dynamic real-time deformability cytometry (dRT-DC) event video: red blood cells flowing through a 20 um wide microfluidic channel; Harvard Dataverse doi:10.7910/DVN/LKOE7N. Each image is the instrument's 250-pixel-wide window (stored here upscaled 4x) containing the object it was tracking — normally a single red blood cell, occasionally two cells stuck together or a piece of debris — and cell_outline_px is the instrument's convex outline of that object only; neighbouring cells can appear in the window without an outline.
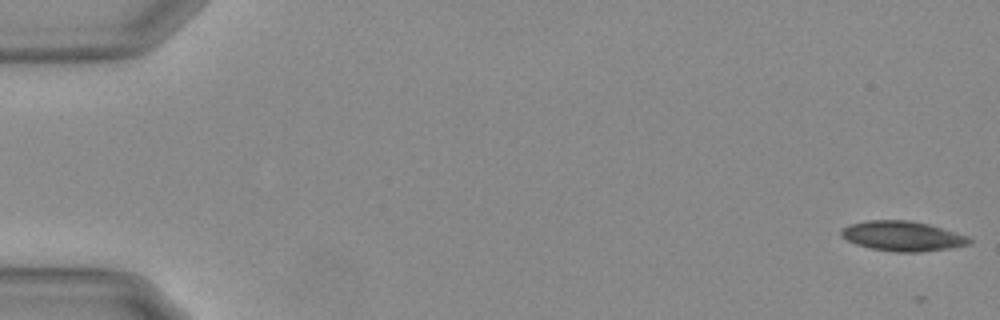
{"species": "Egyptian fruit bat (a non-hibernating species)", "species_latin": "Rousettus aegyptiacus", "temperature_condition": "warm", "stored_images_in_passage": 18, "camera_frame_rate_fps": 3000, "um_per_image_px": 0.085, "animal": {"sex": "female"}, "frame": {"image": 1, "passage_image": 1, "time_ms": 0.0, "image_size_px": [1000, 320], "cell_outline_px": [[972, 244], [948, 248], [920, 252], [896, 252], [872, 248], [856, 244], [840, 236], [840, 228], [848, 224], [868, 220], [908, 220], [928, 224], [968, 236], [972, 240]], "centroid_in_image_um": [76.69, 20.06], "position_along_channel_um": 8.3, "area_um2": 22.31}}
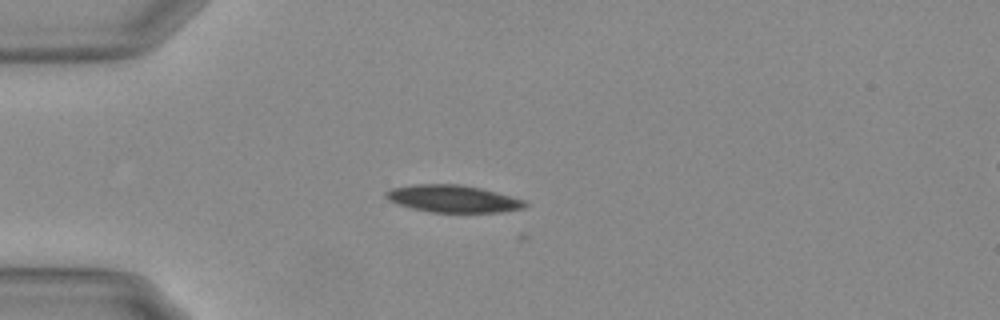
{"frame": {"image": 2, "passage_image": 15, "time_ms": 4.667, "image_size_px": [1000, 320], "cell_outline_px": [[528, 204], [524, 208], [500, 212], [432, 212], [412, 208], [388, 200], [384, 196], [384, 192], [392, 188], [416, 184], [460, 184], [480, 188], [524, 200]], "centroid_in_image_um": [38.48, 16.89], "position_along_channel_um": 46.5, "area_um2": 21.85}}